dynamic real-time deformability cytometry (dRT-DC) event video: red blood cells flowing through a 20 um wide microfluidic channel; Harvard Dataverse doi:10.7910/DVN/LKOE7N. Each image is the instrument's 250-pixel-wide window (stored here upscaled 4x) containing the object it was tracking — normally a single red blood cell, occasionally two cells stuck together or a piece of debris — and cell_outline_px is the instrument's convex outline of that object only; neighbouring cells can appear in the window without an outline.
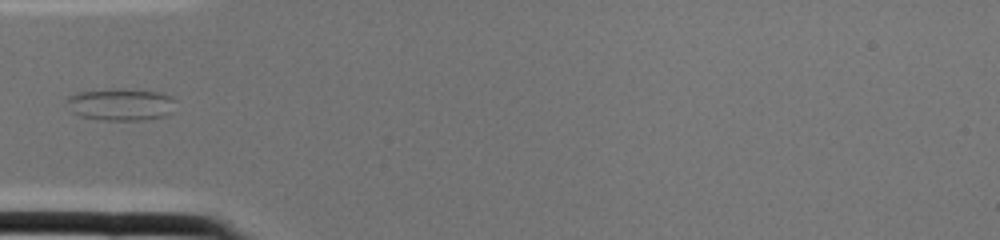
{"species": "common noctule bat (a hibernating species)", "species_latin": "Nyctalus noctula", "temperature_condition": "cold", "stored_images_in_passage": 2, "camera_frame_rate_fps": 3000, "um_per_image_px": 0.085, "animal": {"sex": "female", "body_mass_g": 22.0, "forearm_length_mm": 56.7}, "frame": {"image": 1, "passage_image": 2, "time_ms": 0.333, "image_size_px": [1000, 240], "cell_outline_px": [[176, 100], [172, 112], [164, 116], [144, 120], [104, 120], [80, 116], [72, 112], [68, 100], [68, 96], [76, 92], [160, 92], [172, 96]], "centroid_in_image_um": [10.33, 8.94], "position_along_channel_um": 74.7, "area_um2": 19.25}}